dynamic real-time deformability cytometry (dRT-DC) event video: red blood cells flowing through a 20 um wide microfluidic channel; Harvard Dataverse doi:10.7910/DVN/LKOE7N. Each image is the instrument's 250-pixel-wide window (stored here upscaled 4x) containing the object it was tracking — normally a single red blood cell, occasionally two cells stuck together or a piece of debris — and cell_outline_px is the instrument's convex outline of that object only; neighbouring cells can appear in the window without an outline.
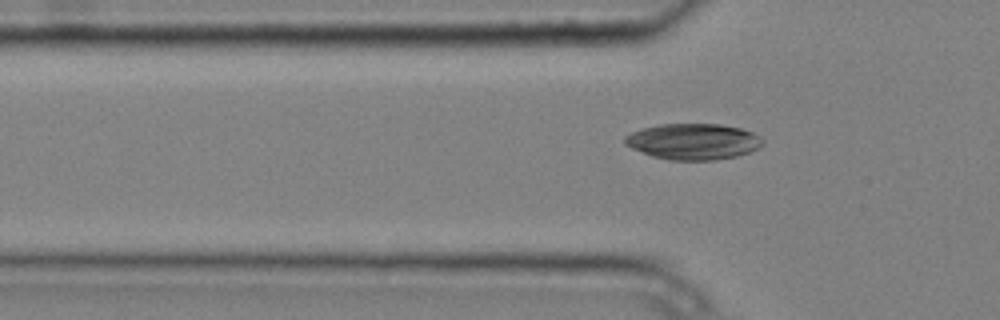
{"species": "common noctule bat (a hibernating species)", "species_latin": "Nyctalus noctula", "temperature_condition": "cold", "stored_images_in_passage": 4, "camera_frame_rate_fps": 3000, "um_per_image_px": 0.085, "animal": {"sex": "male", "body_mass_g": 20.4}, "frame": {"image": 1, "passage_image": 4, "time_ms": 1.0, "image_size_px": [1000, 320], "cell_outline_px": [[764, 140], [756, 148], [748, 152], [736, 156], [716, 160], [668, 160], [652, 156], [632, 148], [624, 144], [624, 136], [640, 128], [660, 124], [720, 124], [740, 128], [752, 132], [760, 136]], "centroid_in_image_um": [58.88, 12.02], "position_along_channel_um": 66.9, "area_um2": 28.9}}